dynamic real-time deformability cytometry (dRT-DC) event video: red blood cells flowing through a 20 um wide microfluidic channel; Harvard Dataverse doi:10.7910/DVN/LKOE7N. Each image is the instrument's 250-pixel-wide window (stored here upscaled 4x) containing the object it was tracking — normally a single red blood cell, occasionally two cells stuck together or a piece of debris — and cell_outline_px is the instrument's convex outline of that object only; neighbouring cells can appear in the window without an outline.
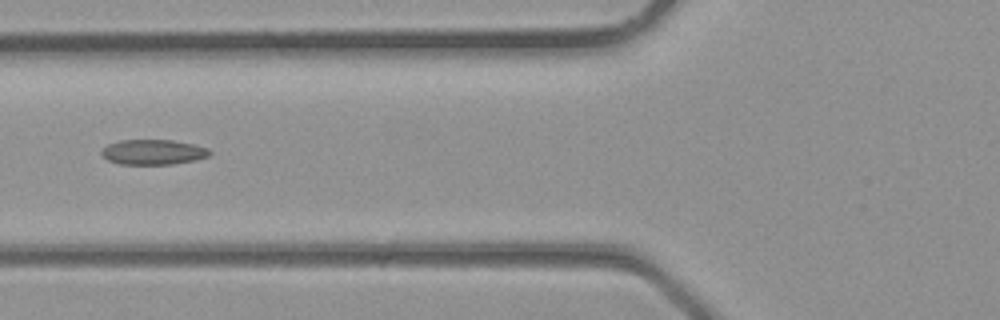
{"species": "common noctule bat (a hibernating species)", "species_latin": "Nyctalus noctula", "temperature_condition": "room temperature", "stored_images_in_passage": 5, "camera_frame_rate_fps": 3000, "um_per_image_px": 0.085, "animal": {"sex": "male", "body_mass_g": 23.1, "forearm_length_mm": 52.7}, "frame": {"image": 1, "passage_image": 5, "time_ms": 1.333, "image_size_px": [1000, 320], "cell_outline_px": [[212, 152], [208, 156], [196, 160], [172, 164], [120, 164], [108, 160], [100, 152], [108, 144], [120, 140], [172, 140], [192, 144], [208, 148]], "centroid_in_image_um": [13.03, 12.93], "position_along_channel_um": 112.8, "area_um2": 15.72}}